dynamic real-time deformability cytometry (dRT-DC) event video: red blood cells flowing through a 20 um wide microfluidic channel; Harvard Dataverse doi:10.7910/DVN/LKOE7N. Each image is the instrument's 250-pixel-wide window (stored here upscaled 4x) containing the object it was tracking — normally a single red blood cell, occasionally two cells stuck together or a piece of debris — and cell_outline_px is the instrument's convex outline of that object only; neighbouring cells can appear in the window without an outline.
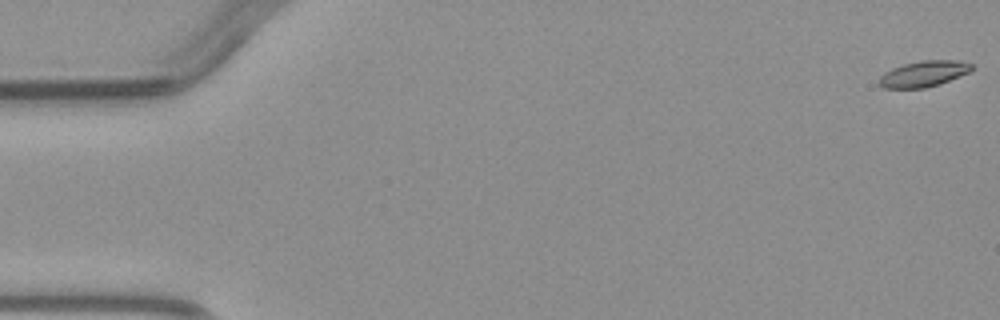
{"species": "common noctule bat (a hibernating species)", "species_latin": "Nyctalus noctula", "temperature_condition": "warm", "stored_images_in_passage": 4, "camera_frame_rate_fps": 3000, "um_per_image_px": 0.085, "animal": {"sex": "male", "body_mass_g": 23.1, "forearm_length_mm": 52.7}, "frame": {"image": 1, "passage_image": 1, "time_ms": 0.0, "image_size_px": [1000, 320], "cell_outline_px": [[972, 68], [968, 72], [960, 76], [940, 84], [924, 88], [884, 88], [880, 84], [880, 76], [884, 72], [892, 68], [904, 64], [920, 60], [956, 60], [972, 64]], "centroid_in_image_um": [78.5, 6.27], "position_along_channel_um": 6.5, "area_um2": 13.87}}
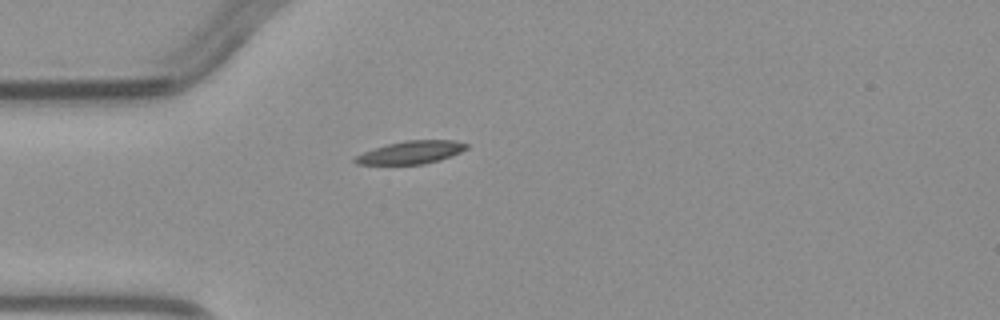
{"frame": {"image": 2, "passage_image": 4, "time_ms": 4.333, "image_size_px": [1000, 320], "cell_outline_px": [[468, 148], [452, 156], [440, 160], [424, 164], [356, 164], [352, 160], [356, 156], [364, 152], [388, 144], [404, 140], [452, 140], [468, 144]], "centroid_in_image_um": [34.96, 12.95], "position_along_channel_um": 50.0, "area_um2": 14.74}}